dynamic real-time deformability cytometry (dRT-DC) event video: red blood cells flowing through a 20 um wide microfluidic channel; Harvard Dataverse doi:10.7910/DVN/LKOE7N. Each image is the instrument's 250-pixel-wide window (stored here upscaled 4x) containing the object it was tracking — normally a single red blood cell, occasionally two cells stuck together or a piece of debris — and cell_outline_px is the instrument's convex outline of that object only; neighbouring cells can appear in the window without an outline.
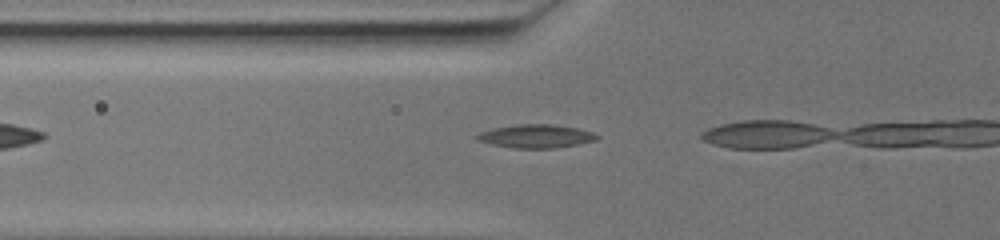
{"species": "common noctule bat (a hibernating species)", "species_latin": "Nyctalus noctula", "temperature_condition": "warm", "stored_images_in_passage": 8, "camera_frame_rate_fps": 3000, "um_per_image_px": 0.085, "animal": {"sex": "female", "body_mass_g": 19.5, "forearm_length_mm": 54.1}, "frame": {"image": 1, "passage_image": 3, "time_ms": 0.667, "image_size_px": [1000, 240], "cell_outline_px": [[600, 136], [596, 140], [556, 148], [516, 148], [492, 144], [476, 140], [476, 136], [480, 132], [496, 128], [520, 124], [548, 124], [576, 128], [592, 132]], "centroid_in_image_um": [45.56, 11.58], "position_along_channel_um": 80.2, "area_um2": 16.01}}
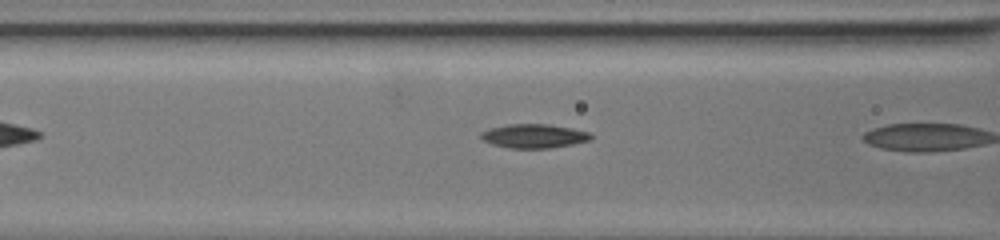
{"frame": {"image": 2, "passage_image": 7, "time_ms": 2.0, "image_size_px": [1000, 240], "cell_outline_px": [[592, 140], [552, 148], [508, 148], [492, 144], [484, 140], [480, 136], [480, 132], [488, 128], [508, 124], [548, 124], [572, 128], [588, 132], [592, 136]], "centroid_in_image_um": [45.37, 11.56], "position_along_channel_um": 121.2, "area_um2": 15.43}}